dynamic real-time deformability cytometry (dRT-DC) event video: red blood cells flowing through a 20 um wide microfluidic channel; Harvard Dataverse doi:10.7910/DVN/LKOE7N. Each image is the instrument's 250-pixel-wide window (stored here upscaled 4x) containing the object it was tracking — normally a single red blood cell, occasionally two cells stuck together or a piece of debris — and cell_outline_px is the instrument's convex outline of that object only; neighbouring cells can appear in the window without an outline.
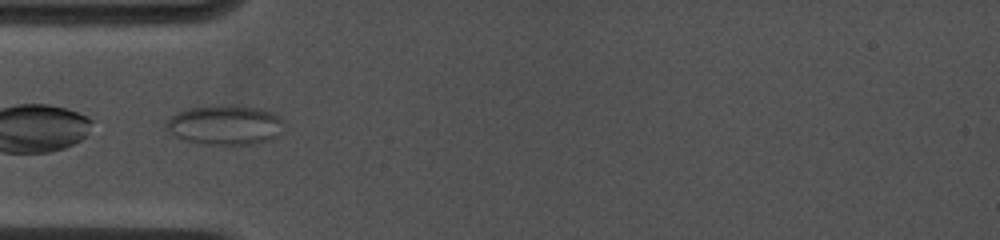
{"species": "common noctule bat (a hibernating species)", "species_latin": "Nyctalus noctula", "temperature_condition": "cold", "stored_images_in_passage": 14, "camera_frame_rate_fps": 4500, "um_per_image_px": 0.085, "animal": {"sex": "female", "body_mass_g": 19.0, "forearm_length_mm": 53.3}, "frame": {"image": 1, "passage_image": 1, "time_ms": 0.0, "image_size_px": [1000, 240], "cell_outline_px": [[284, 120], [276, 136], [272, 140], [252, 144], [204, 144], [188, 140], [176, 136], [164, 124], [168, 116], [176, 112], [188, 108], [216, 104], [236, 104], [264, 108], [280, 116]], "centroid_in_image_um": [19.14, 10.57], "position_along_channel_um": 65.9, "area_um2": 27.63}}
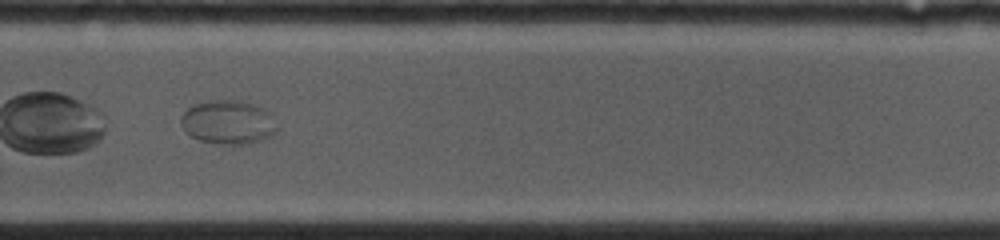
{"frame": {"image": 2, "passage_image": 10, "time_ms": 6.222, "image_size_px": [1000, 240], "cell_outline_px": [[280, 128], [276, 132], [264, 140], [248, 144], [220, 144], [200, 140], [184, 132], [180, 124], [180, 116], [192, 104], [208, 100], [240, 100], [268, 108], [272, 112]], "centroid_in_image_um": [19.45, 10.37], "position_along_channel_um": 310.4, "area_um2": 25.43}}
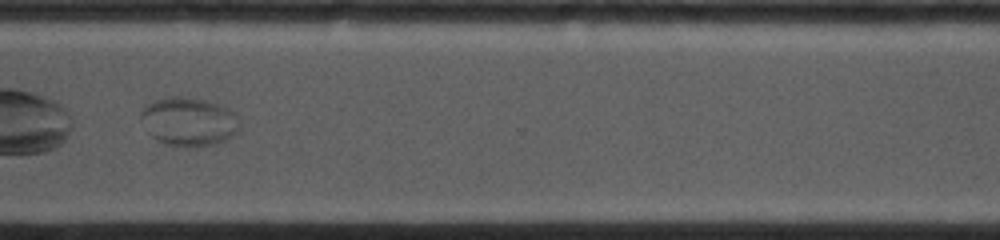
{"frame": {"image": 3, "passage_image": 12, "time_ms": 7.333, "image_size_px": [1000, 240], "cell_outline_px": [[240, 128], [232, 136], [224, 140], [212, 144], [196, 148], [184, 148], [168, 144], [156, 140], [148, 132], [140, 116], [140, 112], [148, 104], [156, 100], [172, 96], [196, 96], [220, 104], [228, 108], [240, 116]], "centroid_in_image_um": [16.09, 10.32], "position_along_channel_um": 354.5, "area_um2": 28.55}}